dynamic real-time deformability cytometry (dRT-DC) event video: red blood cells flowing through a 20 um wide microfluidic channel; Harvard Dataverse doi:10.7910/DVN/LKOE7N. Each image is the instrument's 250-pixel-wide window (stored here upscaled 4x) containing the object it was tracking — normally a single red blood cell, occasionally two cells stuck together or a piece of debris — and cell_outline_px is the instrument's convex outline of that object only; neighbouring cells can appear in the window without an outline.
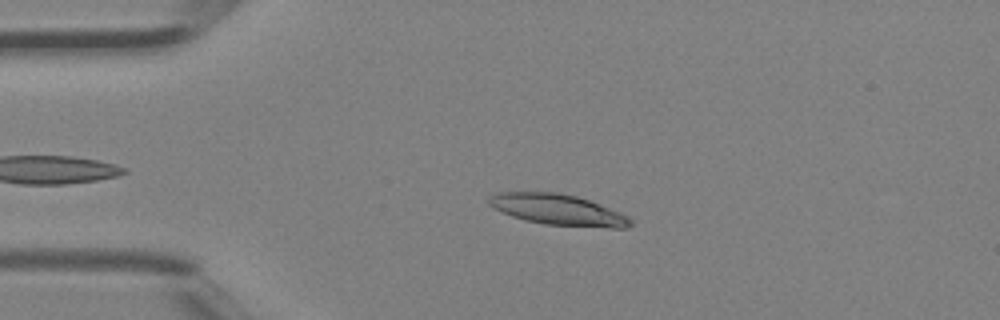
{"species": "Egyptian fruit bat (a non-hibernating species)", "species_latin": "Rousettus aegyptiacus", "temperature_condition": "room temperature", "stored_images_in_passage": 40, "camera_frame_rate_fps": 3000, "um_per_image_px": 0.085, "animal": {"sex": "female"}, "frame": {"image": 1, "passage_image": 9, "time_ms": 2.667, "image_size_px": [1000, 320], "cell_outline_px": [[632, 224], [624, 228], [612, 228], [544, 224], [524, 220], [512, 216], [492, 208], [488, 204], [488, 196], [496, 192], [560, 192], [576, 196], [588, 200], [628, 216], [632, 220]], "centroid_in_image_um": [47.37, 17.82], "position_along_channel_um": 37.6, "area_um2": 25.43}}
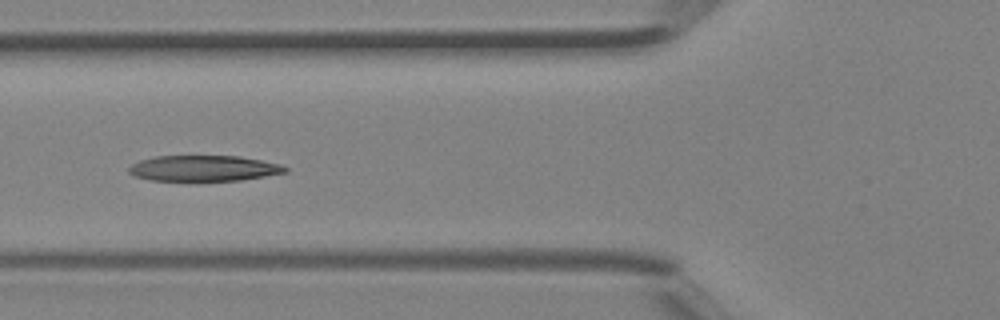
{"frame": {"image": 2, "passage_image": 16, "time_ms": 5.0, "image_size_px": [1000, 320], "cell_outline_px": [[288, 172], [240, 180], [148, 180], [136, 176], [128, 172], [128, 168], [132, 164], [140, 160], [156, 156], [240, 156], [280, 164], [288, 168]], "centroid_in_image_um": [17.31, 14.3], "position_along_channel_um": 108.5, "area_um2": 23.24}}
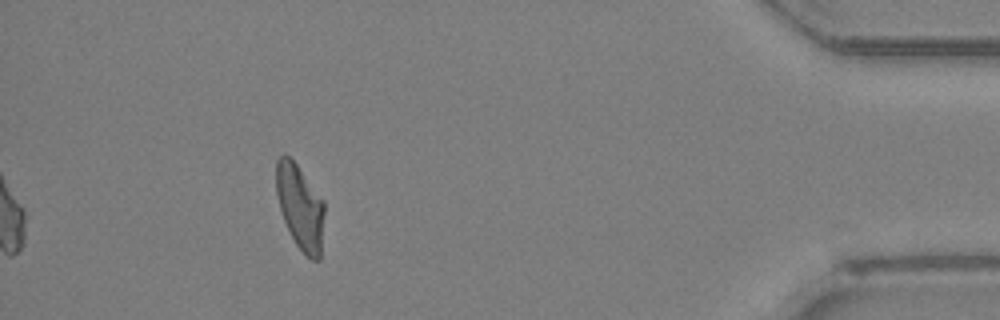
{"frame": {"image": 3, "passage_image": 40, "time_ms": 13.0, "image_size_px": [1000, 320], "cell_outline_px": [[324, 212], [320, 260], [312, 260], [296, 244], [284, 220], [280, 208], [276, 192], [276, 160], [284, 152], [296, 164], [324, 200]], "centroid_in_image_um": [25.51, 17.56], "position_along_channel_um": 409.7, "area_um2": 23.52}, "authors_computed_cell_mechanics": {"area_um2": 24.0448, "velocity_mm_per_s": 4.4917, "shape_relaxation_time_tau1_ms": 8.2062, "shape_relaxation_time_tau2_ms": 3.2449, "deformation_change_tau1": 0.2882, "deformation_change_tau2": 0.1317}}